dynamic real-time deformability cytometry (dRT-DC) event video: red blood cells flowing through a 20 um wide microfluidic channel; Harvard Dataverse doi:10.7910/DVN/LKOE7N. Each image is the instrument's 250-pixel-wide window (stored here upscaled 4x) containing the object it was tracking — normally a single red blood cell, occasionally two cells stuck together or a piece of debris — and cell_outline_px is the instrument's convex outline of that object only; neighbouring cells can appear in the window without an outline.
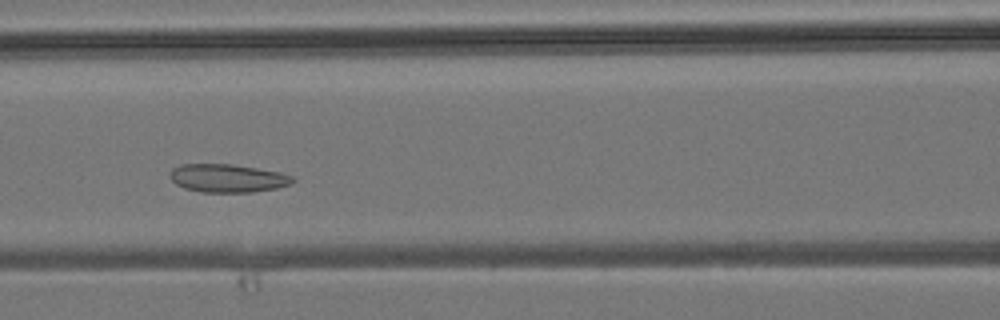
{"species": "common noctule bat (a hibernating species)", "species_latin": "Nyctalus noctula", "temperature_condition": "room temperature", "stored_images_in_passage": 41, "camera_frame_rate_fps": 3000, "um_per_image_px": 0.085, "animal": {"sex": "male", "body_mass_g": 19.2, "forearm_length_mm": 51.8}, "frame": {"image": 1, "passage_image": 14, "time_ms": 4.333, "image_size_px": [1000, 320], "cell_outline_px": [[296, 180], [292, 184], [276, 188], [252, 192], [200, 192], [184, 188], [176, 184], [168, 176], [172, 168], [180, 164], [232, 164], [280, 172], [296, 176]], "centroid_in_image_um": [19.36, 15.14], "position_along_channel_um": 147.2, "area_um2": 20.4}}
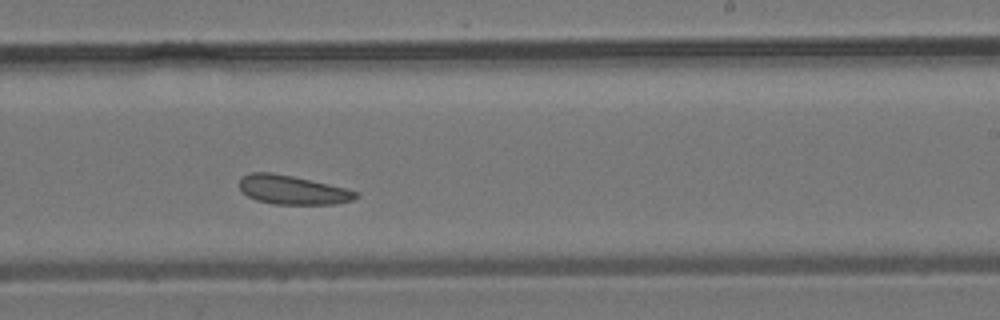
{"frame": {"image": 2, "passage_image": 22, "time_ms": 7.0, "image_size_px": [1000, 320], "cell_outline_px": [[360, 196], [352, 200], [332, 204], [276, 204], [256, 200], [248, 196], [240, 188], [240, 176], [252, 172], [272, 172], [292, 176], [328, 184], [360, 192]], "centroid_in_image_um": [24.86, 16.14], "position_along_channel_um": 264.1, "area_um2": 19.54}}
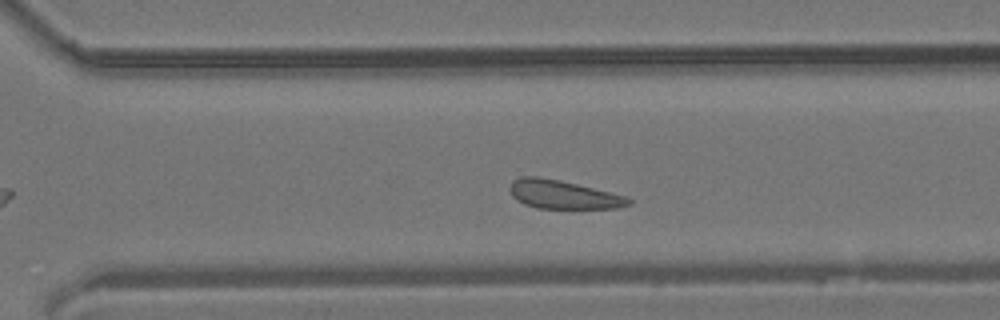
{"frame": {"image": 3, "passage_image": 26, "time_ms": 8.333, "image_size_px": [1000, 320], "cell_outline_px": [[632, 204], [616, 208], [536, 208], [524, 204], [516, 200], [512, 196], [508, 188], [512, 180], [520, 176], [536, 176], [560, 180], [624, 196], [632, 200]], "centroid_in_image_um": [47.79, 16.53], "position_along_channel_um": 322.8, "area_um2": 19.65}}